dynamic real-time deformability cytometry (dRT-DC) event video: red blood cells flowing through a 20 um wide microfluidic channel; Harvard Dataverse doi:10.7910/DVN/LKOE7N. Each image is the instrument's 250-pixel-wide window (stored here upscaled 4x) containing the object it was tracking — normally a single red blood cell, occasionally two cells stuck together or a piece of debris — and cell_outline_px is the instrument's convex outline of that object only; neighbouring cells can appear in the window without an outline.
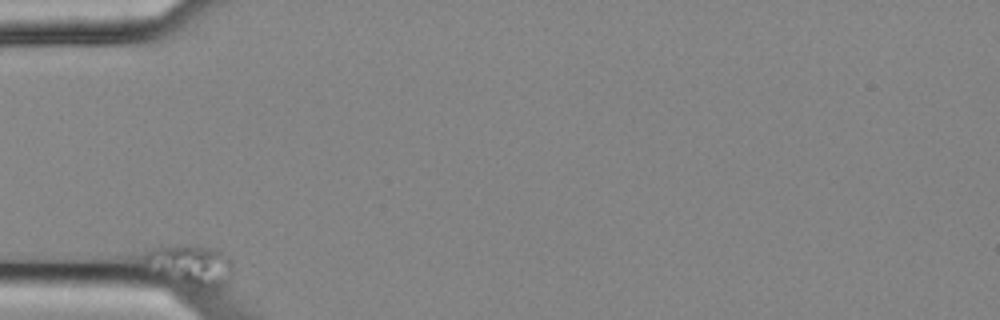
{"species": "common noctule bat (a hibernating species)", "species_latin": "Nyctalus noctula", "temperature_condition": "cold", "stored_images_in_passage": 42, "camera_frame_rate_fps": 3000, "um_per_image_px": 0.085, "animal": {"sex": "female", "body_mass_g": 25.1}, "frame": {"image": 1, "passage_image": 1, "time_ms": 0.0, "image_size_px": [1000, 320], "cell_outline_px": [[232, 272], [224, 284], [216, 288], [208, 288], [188, 284], [180, 280], [144, 260], [156, 248], [184, 244], [188, 244], [208, 248], [220, 252], [228, 256], [232, 260]], "centroid_in_image_um": [16.42, 22.49], "position_along_channel_um": 68.6, "area_um2": 18.9}}
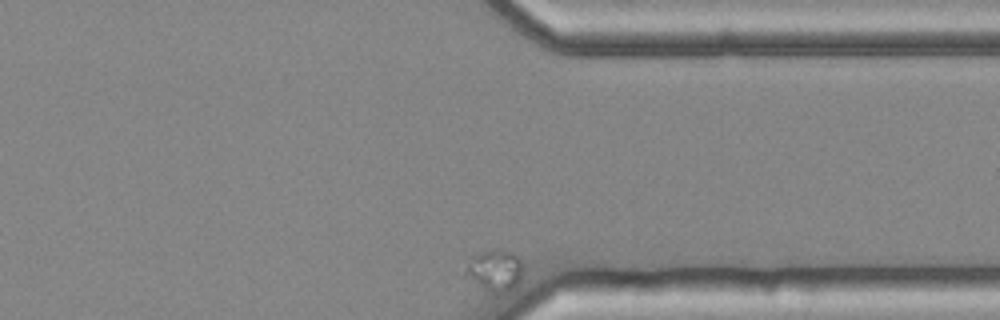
{"frame": {"image": 2, "passage_image": 42, "time_ms": 13.667, "image_size_px": [1000, 320], "cell_outline_px": [[524, 268], [516, 284], [512, 288], [504, 292], [496, 292], [484, 288], [460, 276], [472, 252], [496, 248], [500, 248], [512, 252], [520, 260]], "centroid_in_image_um": [41.95, 22.91], "position_along_channel_um": 369.5, "area_um2": 14.39}}